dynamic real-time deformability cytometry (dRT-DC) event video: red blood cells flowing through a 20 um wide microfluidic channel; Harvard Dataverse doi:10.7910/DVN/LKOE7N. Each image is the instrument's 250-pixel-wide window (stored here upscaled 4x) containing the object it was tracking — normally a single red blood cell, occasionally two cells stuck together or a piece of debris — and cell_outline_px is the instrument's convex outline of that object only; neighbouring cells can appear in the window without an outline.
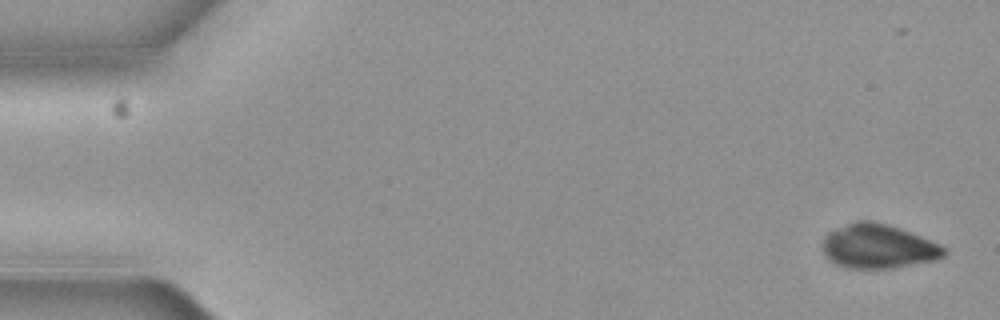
{"species": "common noctule bat (a hibernating species)", "species_latin": "Nyctalus noctula", "temperature_condition": "cold", "stored_images_in_passage": 6, "segment_of_instrument_passage": [1, 2], "camera_frame_rate_fps": 3000, "um_per_image_px": 0.085, "animal": {"sex": "female", "body_mass_g": 19.3, "forearm_length_mm": 54.1}, "frame": {"image": 1, "passage_image": 1, "time_ms": 0.0, "image_size_px": [1000, 320], "cell_outline_px": [[948, 252], [944, 256], [936, 260], [892, 268], [848, 268], [836, 264], [828, 260], [824, 256], [824, 236], [828, 232], [856, 220], [872, 220], [888, 224], [940, 244]], "centroid_in_image_um": [74.64, 20.94], "position_along_channel_um": 10.4, "area_um2": 31.21}}